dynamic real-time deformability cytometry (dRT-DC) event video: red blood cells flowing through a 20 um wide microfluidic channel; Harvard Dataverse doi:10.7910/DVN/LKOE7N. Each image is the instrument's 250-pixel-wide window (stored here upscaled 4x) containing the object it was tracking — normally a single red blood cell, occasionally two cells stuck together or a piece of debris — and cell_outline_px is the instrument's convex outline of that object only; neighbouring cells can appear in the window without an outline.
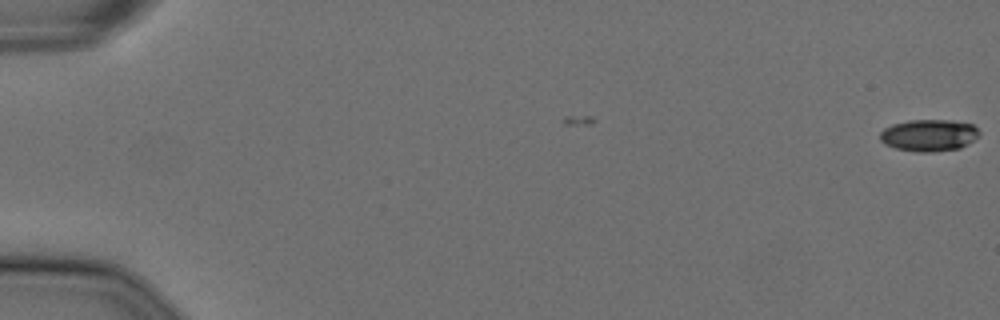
{"species": "Egyptian fruit bat (a non-hibernating species)", "species_latin": "Rousettus aegyptiacus", "temperature_condition": "cold", "stored_images_in_passage": 5, "camera_frame_rate_fps": 3000, "um_per_image_px": 0.085, "animal": {"sex": "female"}, "frame": {"image": 1, "passage_image": 1, "time_ms": 0.0, "image_size_px": [1000, 320], "cell_outline_px": [[980, 136], [968, 144], [960, 148], [932, 152], [916, 152], [896, 148], [884, 144], [880, 140], [880, 132], [884, 128], [892, 124], [908, 120], [952, 120], [972, 124], [980, 132]], "centroid_in_image_um": [78.96, 11.5], "position_along_channel_um": 6.0, "area_um2": 18.61}}